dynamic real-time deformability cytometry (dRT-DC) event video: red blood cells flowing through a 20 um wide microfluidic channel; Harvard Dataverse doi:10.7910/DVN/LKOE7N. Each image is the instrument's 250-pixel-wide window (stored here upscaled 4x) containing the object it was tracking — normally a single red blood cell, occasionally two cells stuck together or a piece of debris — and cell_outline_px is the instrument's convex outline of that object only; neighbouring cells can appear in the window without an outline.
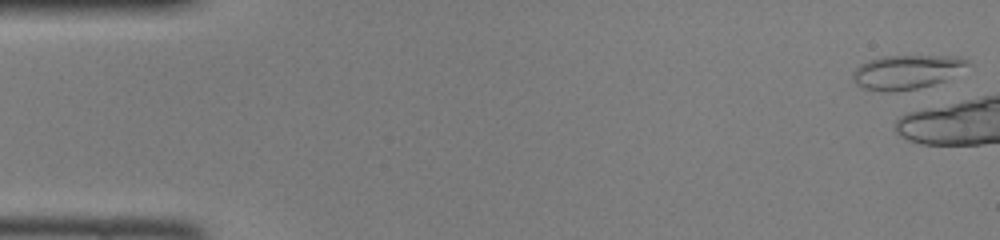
{"species": "common noctule bat (a hibernating species)", "species_latin": "Nyctalus noctula", "temperature_condition": "room temperature", "stored_images_in_passage": 5, "camera_frame_rate_fps": 3000, "um_per_image_px": 0.085, "animal": {"sex": "female", "body_mass_g": 22.0, "forearm_length_mm": 56.7}, "frame": {"image": 1, "passage_image": 1, "time_ms": 0.0, "image_size_px": [1000, 240], "cell_outline_px": [[972, 64], [944, 80], [932, 84], [916, 88], [896, 92], [884, 92], [864, 88], [856, 84], [852, 76], [856, 68], [860, 64], [884, 56], [956, 56], [968, 60]], "centroid_in_image_um": [77.07, 6.12], "position_along_channel_um": 7.9, "area_um2": 22.54}}